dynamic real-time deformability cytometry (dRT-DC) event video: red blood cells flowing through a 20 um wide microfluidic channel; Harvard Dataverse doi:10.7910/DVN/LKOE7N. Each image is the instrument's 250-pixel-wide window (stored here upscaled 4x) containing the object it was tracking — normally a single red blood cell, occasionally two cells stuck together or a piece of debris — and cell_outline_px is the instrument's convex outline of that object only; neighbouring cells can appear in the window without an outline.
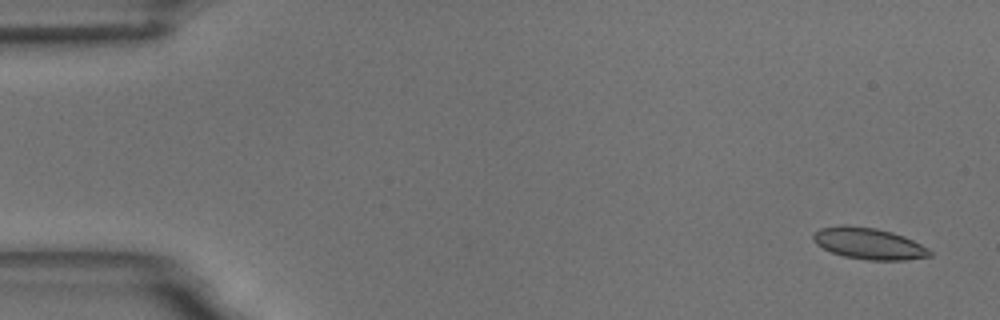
{"species": "common noctule bat (a hibernating species)", "species_latin": "Nyctalus noctula", "temperature_condition": "room temperature", "stored_images_in_passage": 55, "camera_frame_rate_fps": 3000, "um_per_image_px": 0.085, "animal": {"sex": "male", "body_mass_g": 18.8}, "frame": {"image": 1, "passage_image": 1, "time_ms": 0.0, "image_size_px": [1000, 320], "cell_outline_px": [[932, 256], [904, 260], [864, 260], [844, 256], [832, 252], [816, 244], [812, 240], [812, 232], [820, 228], [840, 224], [844, 224], [876, 228], [892, 232], [904, 236], [928, 248], [932, 252]], "centroid_in_image_um": [73.81, 20.69], "position_along_channel_um": 11.2, "area_um2": 21.56}}
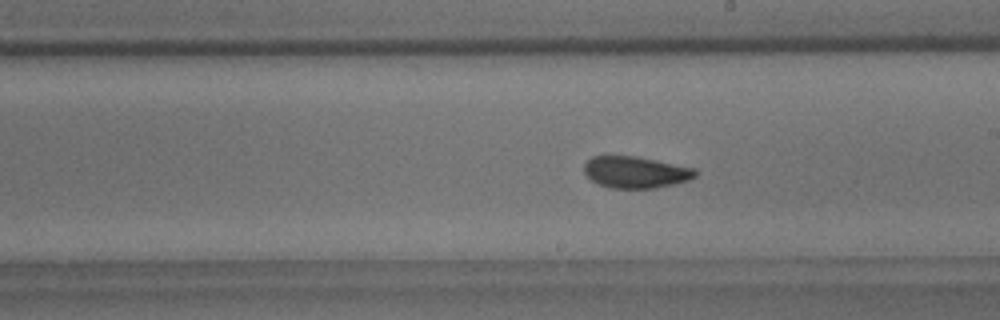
{"frame": {"image": 2, "passage_image": 30, "time_ms": 9.667, "image_size_px": [1000, 320], "cell_outline_px": [[696, 176], [688, 180], [656, 188], [608, 188], [592, 180], [584, 172], [584, 164], [592, 156], [636, 156], [696, 168]], "centroid_in_image_um": [54.03, 14.63], "position_along_channel_um": 235.0, "area_um2": 20.4}}
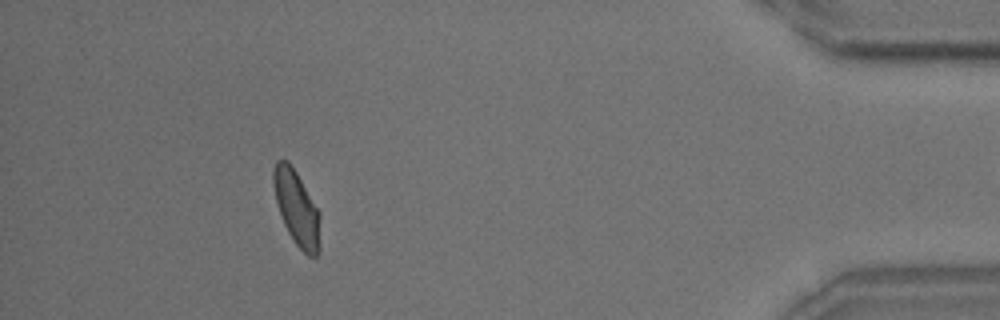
{"frame": {"image": 3, "passage_image": 49, "time_ms": 16.0, "image_size_px": [1000, 320], "cell_outline_px": [[320, 248], [316, 256], [308, 256], [296, 244], [288, 232], [284, 224], [276, 204], [272, 184], [272, 172], [276, 160], [288, 160], [296, 172], [320, 212]], "centroid_in_image_um": [25.21, 17.67], "position_along_channel_um": 410.0, "area_um2": 20.52}, "authors_computed_cell_mechanics": {"area_um2": 20.808, "velocity_mm_per_s": 3.6465, "shape_relaxation_time_tau1_ms": 3.5287, "shape_relaxation_time_tau2_ms": 1.4576, "deformation_change_tau1": 0.0912, "deformation_change_tau2": 0.0519}}